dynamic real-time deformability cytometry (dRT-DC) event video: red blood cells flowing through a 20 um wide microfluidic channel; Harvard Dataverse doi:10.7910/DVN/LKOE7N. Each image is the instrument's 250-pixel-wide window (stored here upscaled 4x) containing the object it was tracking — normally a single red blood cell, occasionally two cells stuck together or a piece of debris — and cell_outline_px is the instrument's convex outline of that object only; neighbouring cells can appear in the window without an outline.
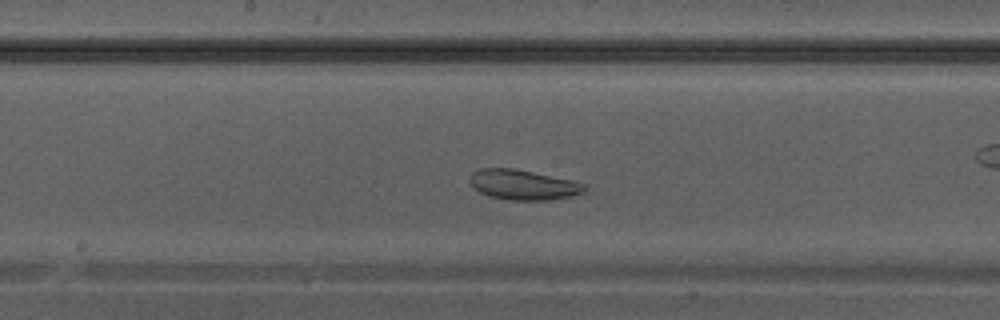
{"species": "Egyptian fruit bat (a non-hibernating species)", "species_latin": "Rousettus aegyptiacus", "temperature_condition": "warm", "stored_images_in_passage": 36, "camera_frame_rate_fps": 3000, "um_per_image_px": 0.085, "animal": {"sex": "male"}, "frame": {"image": 1, "passage_image": 16, "time_ms": 5.0, "image_size_px": [1000, 320], "cell_outline_px": [[588, 192], [572, 196], [548, 200], [508, 200], [488, 196], [472, 188], [468, 180], [472, 172], [480, 168], [512, 168], [572, 180], [588, 184]], "centroid_in_image_um": [44.49, 15.71], "position_along_channel_um": 203.7, "area_um2": 20.46}}